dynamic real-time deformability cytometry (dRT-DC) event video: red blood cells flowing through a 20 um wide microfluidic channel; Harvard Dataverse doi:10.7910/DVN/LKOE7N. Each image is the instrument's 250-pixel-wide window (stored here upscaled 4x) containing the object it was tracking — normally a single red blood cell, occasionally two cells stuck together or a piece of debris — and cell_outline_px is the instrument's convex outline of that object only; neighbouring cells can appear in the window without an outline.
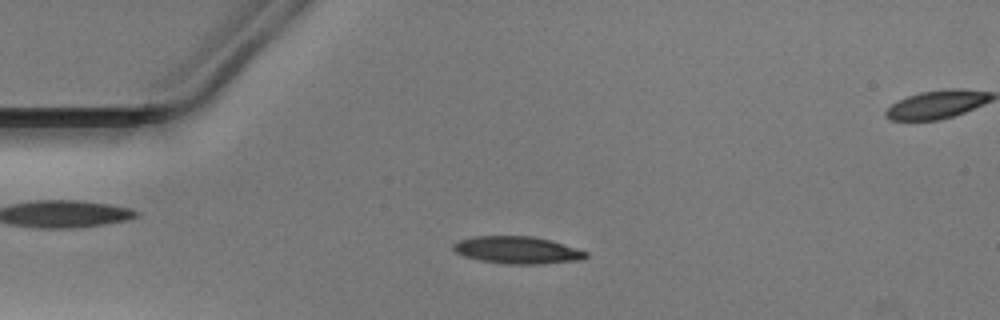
{"species": "Egyptian fruit bat (a non-hibernating species)", "species_latin": "Rousettus aegyptiacus", "temperature_condition": "warm", "stored_images_in_passage": 39, "camera_frame_rate_fps": 3000, "um_per_image_px": 0.085, "animal": {"sex": "male"}, "frame": {"image": 1, "passage_image": 5, "time_ms": 1.333, "image_size_px": [1000, 320], "cell_outline_px": [[588, 256], [580, 260], [540, 264], [508, 264], [480, 260], [464, 256], [456, 252], [452, 248], [452, 244], [460, 240], [476, 236], [532, 236], [548, 240], [588, 252]], "centroid_in_image_um": [43.95, 21.26], "position_along_channel_um": 41.1, "area_um2": 20.81}}
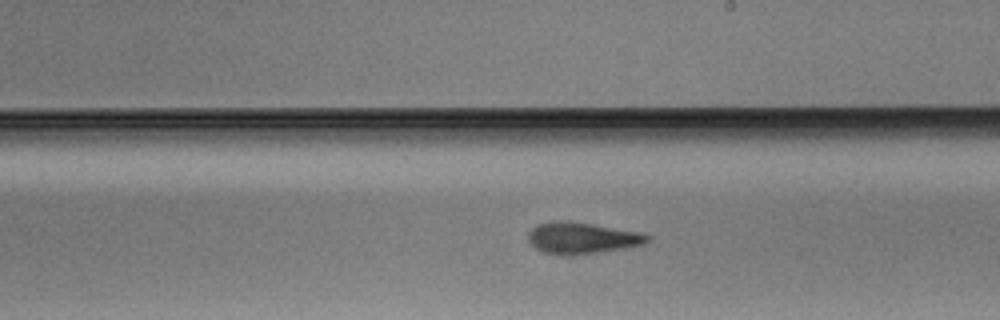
{"frame": {"image": 2, "passage_image": 22, "time_ms": 7.0, "image_size_px": [1000, 320], "cell_outline_px": [[652, 240], [644, 244], [624, 248], [596, 252], [564, 256], [544, 252], [536, 248], [528, 240], [528, 232], [532, 228], [540, 224], [556, 220], [560, 220], [592, 224], [640, 232], [652, 236]], "centroid_in_image_um": [49.49, 20.23], "position_along_channel_um": 239.5, "area_um2": 21.68}}
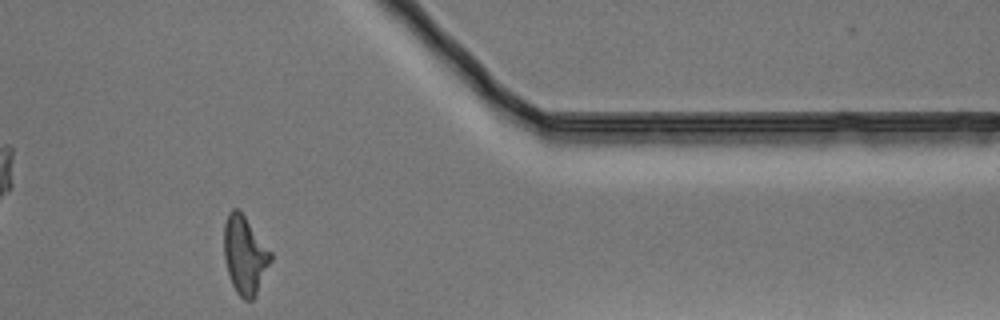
{"frame": {"image": 3, "passage_image": 35, "time_ms": 11.333, "image_size_px": [1000, 320], "cell_outline_px": [[272, 260], [256, 296], [252, 300], [244, 300], [236, 292], [232, 284], [228, 272], [224, 256], [224, 224], [228, 212], [232, 208], [236, 208], [244, 216], [272, 252]], "centroid_in_image_um": [20.82, 21.7], "position_along_channel_um": 390.6, "area_um2": 21.21}}